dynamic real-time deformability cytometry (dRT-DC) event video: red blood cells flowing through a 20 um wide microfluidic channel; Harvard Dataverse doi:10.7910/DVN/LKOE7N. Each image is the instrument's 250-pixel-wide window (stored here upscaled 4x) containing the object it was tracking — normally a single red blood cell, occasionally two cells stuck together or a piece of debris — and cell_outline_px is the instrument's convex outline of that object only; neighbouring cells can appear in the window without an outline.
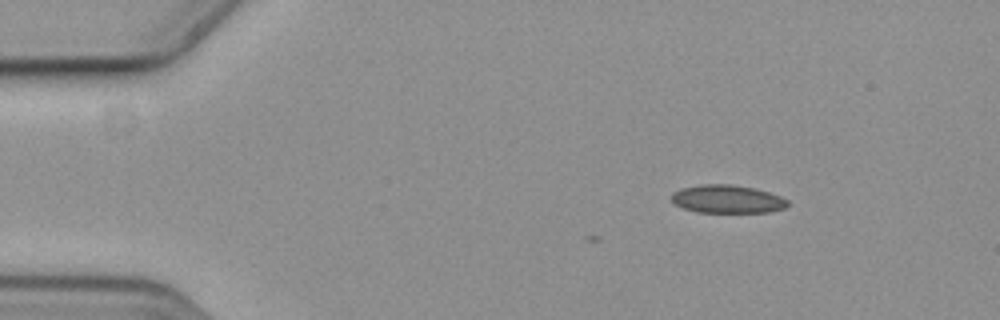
{"species": "common noctule bat (a hibernating species)", "species_latin": "Nyctalus noctula", "temperature_condition": "cold", "stored_images_in_passage": 3, "camera_frame_rate_fps": 3000, "um_per_image_px": 0.085, "animal": {"sex": "female", "body_mass_g": 19.3, "forearm_length_mm": 54.1}, "frame": {"image": 1, "passage_image": 1, "time_ms": 0.0, "image_size_px": [1000, 320], "cell_outline_px": [[788, 204], [784, 208], [768, 212], [696, 212], [684, 208], [676, 204], [672, 200], [672, 192], [680, 188], [700, 184], [732, 184], [752, 188], [768, 192], [780, 196], [788, 200]], "centroid_in_image_um": [61.8, 16.91], "position_along_channel_um": 23.2, "area_um2": 18.96}}